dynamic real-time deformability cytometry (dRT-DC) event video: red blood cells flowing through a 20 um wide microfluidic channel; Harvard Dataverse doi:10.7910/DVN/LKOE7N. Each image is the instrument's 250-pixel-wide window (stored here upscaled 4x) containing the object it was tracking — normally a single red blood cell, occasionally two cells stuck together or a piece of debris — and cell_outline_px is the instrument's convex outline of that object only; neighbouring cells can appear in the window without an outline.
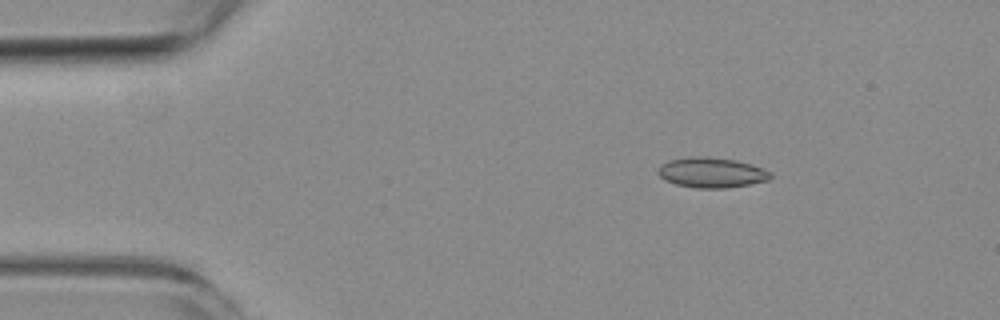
{"species": "common noctule bat (a hibernating species)", "species_latin": "Nyctalus noctula", "temperature_condition": "room temperature", "stored_images_in_passage": 5, "camera_frame_rate_fps": 3000, "um_per_image_px": 0.085, "animal": {"sex": "female", "body_mass_g": 19.3, "forearm_length_mm": 54.1}, "frame": {"image": 1, "passage_image": 2, "time_ms": 1.333, "image_size_px": [1000, 320], "cell_outline_px": [[772, 176], [768, 180], [728, 188], [696, 188], [676, 184], [664, 180], [656, 172], [660, 164], [668, 160], [692, 156], [708, 156], [736, 160], [752, 164], [772, 172]], "centroid_in_image_um": [60.46, 14.66], "position_along_channel_um": 24.5, "area_um2": 20.0}}
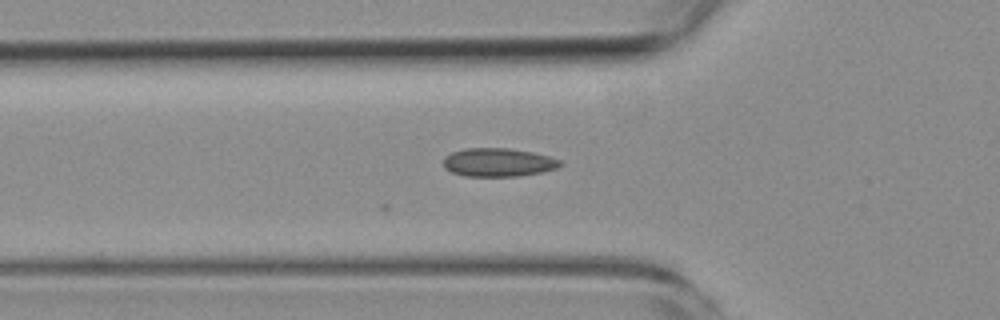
{"frame": {"image": 2, "passage_image": 5, "time_ms": 4.667, "image_size_px": [1000, 320], "cell_outline_px": [[564, 164], [556, 168], [544, 172], [516, 176], [464, 176], [452, 172], [444, 168], [444, 156], [452, 152], [464, 148], [508, 148], [532, 152], [548, 156], [560, 160]], "centroid_in_image_um": [42.34, 13.8], "position_along_channel_um": 83.5, "area_um2": 19.42}}